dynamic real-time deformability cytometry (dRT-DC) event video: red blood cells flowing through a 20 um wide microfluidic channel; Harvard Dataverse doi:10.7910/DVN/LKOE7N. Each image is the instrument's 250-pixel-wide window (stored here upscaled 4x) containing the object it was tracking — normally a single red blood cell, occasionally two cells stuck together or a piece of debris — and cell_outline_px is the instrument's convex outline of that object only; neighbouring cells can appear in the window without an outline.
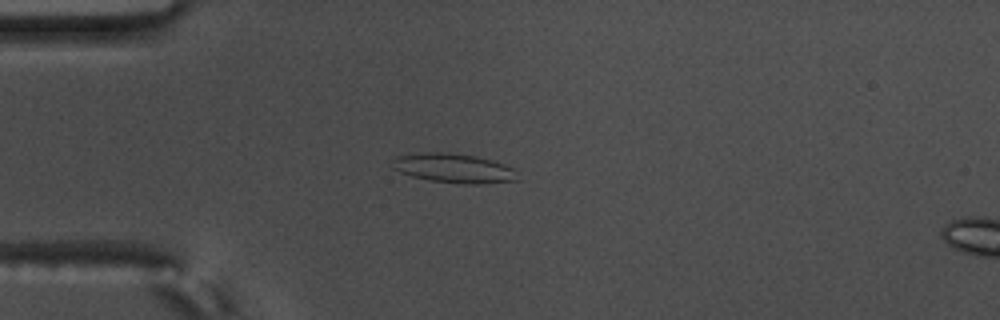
{"species": "common noctule bat (a hibernating species)", "species_latin": "Nyctalus noctula", "temperature_condition": "warm", "stored_images_in_passage": 57, "camera_frame_rate_fps": 3000, "um_per_image_px": 0.085, "animal": {"sex": "male", "body_mass_g": 17.5, "forearm_length_mm": 52.3}, "frame": {"image": 1, "passage_image": 16, "time_ms": 5.0, "image_size_px": [1000, 320], "cell_outline_px": [[520, 180], [476, 184], [464, 184], [432, 180], [412, 176], [400, 172], [392, 168], [392, 160], [396, 156], [428, 152], [444, 152], [476, 156], [492, 160], [512, 168]], "centroid_in_image_um": [38.55, 14.29], "position_along_channel_um": 46.4, "area_um2": 21.15}}
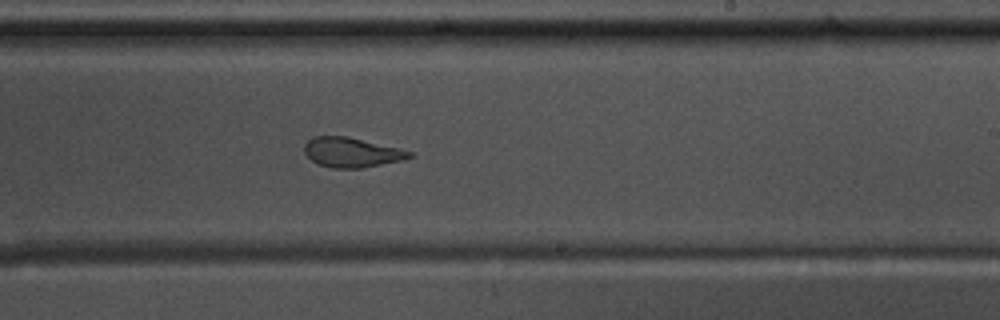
{"frame": {"image": 2, "passage_image": 35, "time_ms": 11.333, "image_size_px": [1000, 320], "cell_outline_px": [[416, 156], [400, 160], [360, 168], [332, 168], [316, 164], [304, 152], [304, 144], [312, 136], [348, 136], [400, 148], [416, 152]], "centroid_in_image_um": [29.9, 12.94], "position_along_channel_um": 259.1, "area_um2": 18.38}}
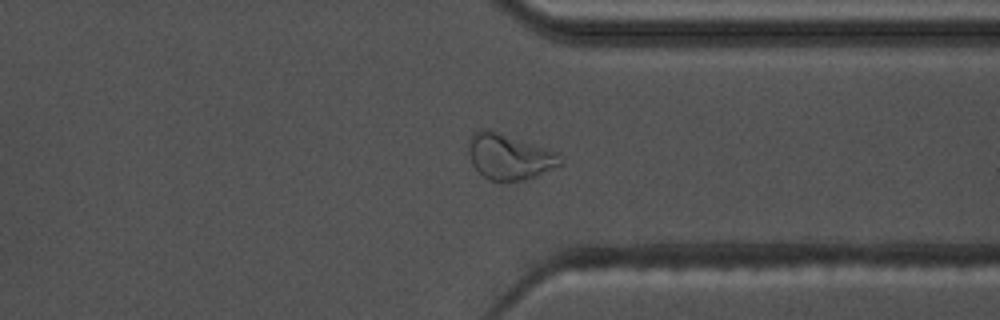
{"frame": {"image": 3, "passage_image": 44, "time_ms": 14.333, "image_size_px": [1000, 320], "cell_outline_px": [[564, 164], [536, 176], [520, 180], [488, 180], [472, 164], [468, 152], [468, 140], [480, 128], [488, 128], [556, 152]], "centroid_in_image_um": [43.26, 13.3], "position_along_channel_um": 368.1, "area_um2": 24.1}, "authors_computed_cell_mechanics": {"area_um2": 21.9062, "velocity_mm_per_s": 3.6492, "shape_relaxation_time_tau1_ms": 9.7516, "shape_relaxation_time_tau2_ms": 2.0463, "deformation_change_tau1": 0.2832, "deformation_change_tau2": 0.0991}}